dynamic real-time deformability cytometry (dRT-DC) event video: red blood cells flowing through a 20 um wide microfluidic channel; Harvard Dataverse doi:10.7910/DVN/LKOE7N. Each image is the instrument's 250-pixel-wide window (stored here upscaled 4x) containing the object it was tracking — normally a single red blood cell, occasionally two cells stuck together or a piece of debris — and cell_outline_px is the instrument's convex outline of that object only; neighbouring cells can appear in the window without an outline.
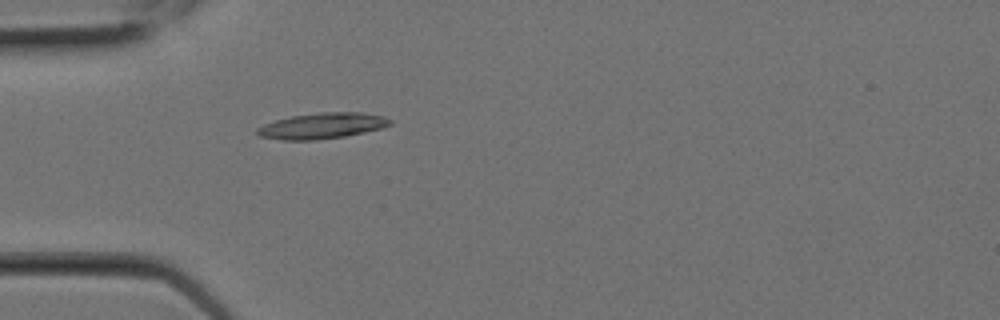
{"species": "Egyptian fruit bat (a non-hibernating species)", "species_latin": "Rousettus aegyptiacus", "temperature_condition": "room temperature", "stored_images_in_passage": 1, "camera_frame_rate_fps": 3000, "um_per_image_px": 0.085, "animal": {"sex": "female"}, "frame": {"image": 1, "passage_image": 1, "time_ms": 0.0, "image_size_px": [1000, 320], "cell_outline_px": [[392, 124], [384, 128], [344, 136], [316, 140], [284, 140], [260, 136], [256, 132], [256, 128], [264, 124], [276, 120], [292, 116], [320, 112], [364, 112], [384, 116], [392, 120]], "centroid_in_image_um": [27.43, 10.69], "position_along_channel_um": 57.6, "area_um2": 20.06}}